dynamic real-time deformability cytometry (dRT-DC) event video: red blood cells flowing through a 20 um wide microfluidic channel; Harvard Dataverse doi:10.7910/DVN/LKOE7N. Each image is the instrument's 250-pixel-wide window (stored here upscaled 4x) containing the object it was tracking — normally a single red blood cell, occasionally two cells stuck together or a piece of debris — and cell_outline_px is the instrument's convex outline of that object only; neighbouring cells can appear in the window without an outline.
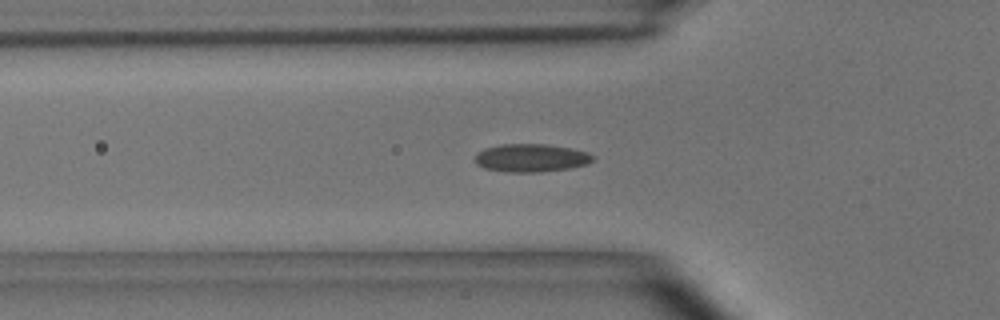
{"species": "common noctule bat (a hibernating species)", "species_latin": "Nyctalus noctula", "temperature_condition": "room temperature", "stored_images_in_passage": 38, "camera_frame_rate_fps": 3000, "um_per_image_px": 0.085, "animal": {"sex": "male", "body_mass_g": 15.6}, "frame": {"image": 1, "passage_image": 3, "time_ms": 0.667, "image_size_px": [1000, 320], "cell_outline_px": [[596, 160], [588, 164], [572, 168], [540, 172], [508, 172], [484, 168], [476, 164], [472, 160], [476, 152], [484, 148], [500, 144], [544, 144], [572, 148], [588, 152]], "centroid_in_image_um": [45.12, 13.42], "position_along_channel_um": 80.7, "area_um2": 19.65}}
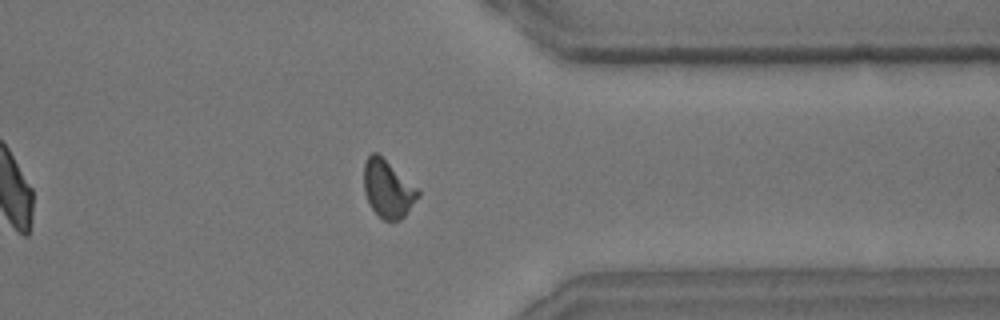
{"frame": {"image": 2, "passage_image": 28, "time_ms": 9.0, "image_size_px": [1000, 320], "cell_outline_px": [[420, 196], [404, 216], [400, 220], [384, 220], [368, 204], [364, 192], [364, 164], [368, 156], [372, 152], [376, 152], [416, 188], [420, 192]], "centroid_in_image_um": [32.94, 16.07], "position_along_channel_um": 378.5, "area_um2": 17.69}}
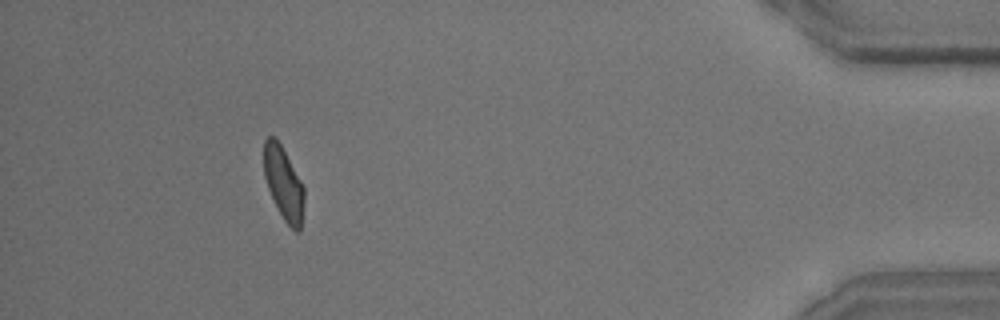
{"frame": {"image": 3, "passage_image": 35, "time_ms": 11.333, "image_size_px": [1000, 320], "cell_outline_px": [[304, 200], [300, 232], [296, 232], [284, 220], [268, 188], [264, 176], [264, 140], [268, 136], [276, 136], [300, 180], [304, 188]], "centroid_in_image_um": [24.1, 15.56], "position_along_channel_um": 411.1, "area_um2": 16.82}}